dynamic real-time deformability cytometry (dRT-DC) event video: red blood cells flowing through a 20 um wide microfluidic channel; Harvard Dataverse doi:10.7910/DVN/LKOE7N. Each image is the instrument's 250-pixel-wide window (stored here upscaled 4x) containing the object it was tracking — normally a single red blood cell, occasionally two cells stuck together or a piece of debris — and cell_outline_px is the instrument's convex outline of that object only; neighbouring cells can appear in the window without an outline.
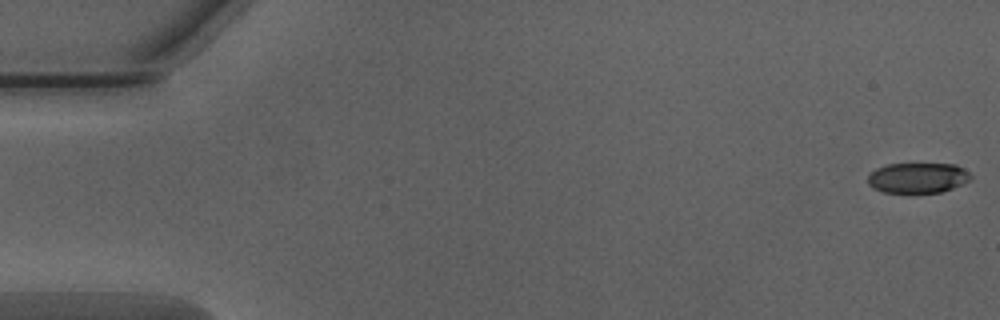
{"species": "Egyptian fruit bat (a non-hibernating species)", "species_latin": "Rousettus aegyptiacus", "temperature_condition": "warm", "stored_images_in_passage": 51, "camera_frame_rate_fps": 3000, "um_per_image_px": 0.085, "animal": {"sex": "male"}, "frame": {"image": 1, "passage_image": 1, "time_ms": 0.0, "image_size_px": [1000, 320], "cell_outline_px": [[972, 180], [964, 184], [940, 192], [884, 192], [872, 188], [868, 184], [868, 176], [876, 168], [888, 164], [956, 164], [964, 168], [972, 176]], "centroid_in_image_um": [78.04, 15.11], "position_along_channel_um": 7.0, "area_um2": 18.21}}
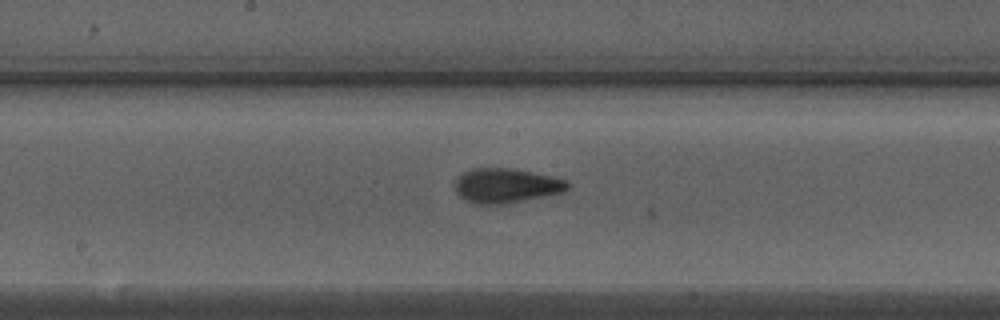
{"frame": {"image": 2, "passage_image": 27, "time_ms": 8.667, "image_size_px": [1000, 320], "cell_outline_px": [[572, 188], [564, 192], [508, 204], [472, 204], [460, 196], [456, 192], [456, 180], [464, 172], [472, 168], [508, 168], [532, 172], [552, 176], [568, 180], [572, 184]], "centroid_in_image_um": [43.09, 15.79], "position_along_channel_um": 205.1, "area_um2": 22.95}}
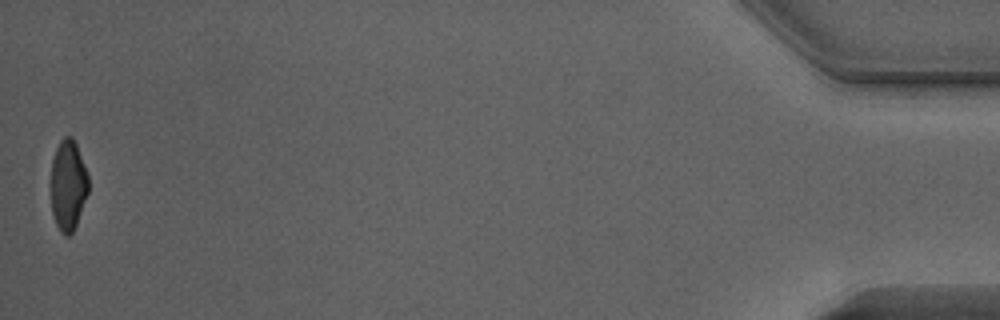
{"frame": {"image": 3, "passage_image": 51, "time_ms": 16.667, "image_size_px": [1000, 320], "cell_outline_px": [[88, 192], [76, 224], [72, 232], [68, 236], [64, 236], [60, 232], [56, 224], [52, 212], [52, 160], [56, 148], [60, 140], [64, 136], [72, 136], [76, 144], [88, 176]], "centroid_in_image_um": [5.79, 15.74], "position_along_channel_um": 429.4, "area_um2": 19.48}, "authors_computed_cell_mechanics": {"area_um2": 21.5016, "velocity_mm_per_s": 4.0391, "shape_relaxation_time_tau1_ms": 3.1082, "shape_relaxation_time_tau2_ms": 1.2591, "deformation_change_tau1": 0.1418, "deformation_change_tau2": 0.0713}}